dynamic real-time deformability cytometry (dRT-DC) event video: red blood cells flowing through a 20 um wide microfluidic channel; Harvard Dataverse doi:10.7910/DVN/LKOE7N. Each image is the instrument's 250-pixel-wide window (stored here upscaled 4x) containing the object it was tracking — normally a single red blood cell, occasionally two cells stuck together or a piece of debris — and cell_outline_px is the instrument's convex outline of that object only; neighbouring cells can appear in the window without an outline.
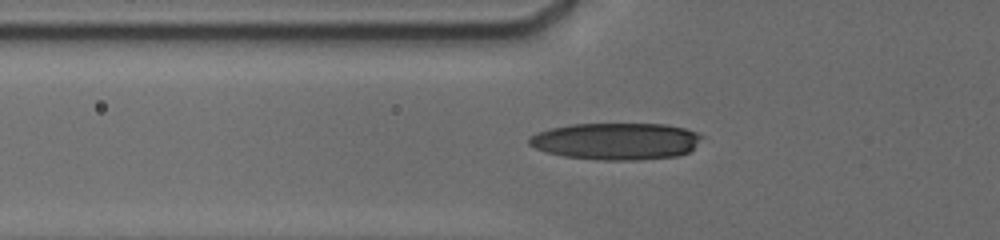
{"species": "human", "species_latin": "Homo sapiens", "temperature_condition": "cold", "stored_images_in_passage": 44, "camera_frame_rate_fps": 3000, "um_per_image_px": 0.085, "donor": {"sex": "male"}, "frame": {"image": 1, "passage_image": 18, "time_ms": 7.333, "image_size_px": [1000, 240], "cell_outline_px": [[704, 136], [688, 152], [676, 156], [636, 160], [600, 160], [564, 156], [548, 152], [536, 148], [528, 144], [528, 140], [536, 132], [552, 128], [572, 124], [664, 124], [684, 128], [696, 132]], "centroid_in_image_um": [52.37, 12.0], "position_along_channel_um": 73.4, "area_um2": 36.88}}
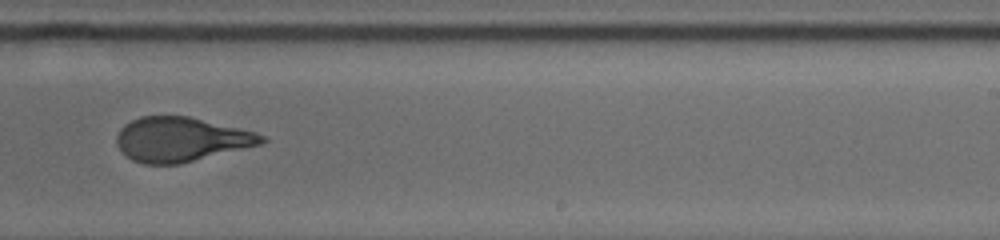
{"frame": {"image": 2, "passage_image": 31, "time_ms": 12.667, "image_size_px": [1000, 240], "cell_outline_px": [[268, 140], [260, 144], [180, 164], [144, 164], [132, 160], [116, 144], [116, 136], [120, 128], [124, 124], [140, 116], [188, 116], [256, 132], [264, 136]], "centroid_in_image_um": [15.36, 11.84], "position_along_channel_um": 273.6, "area_um2": 37.28}}
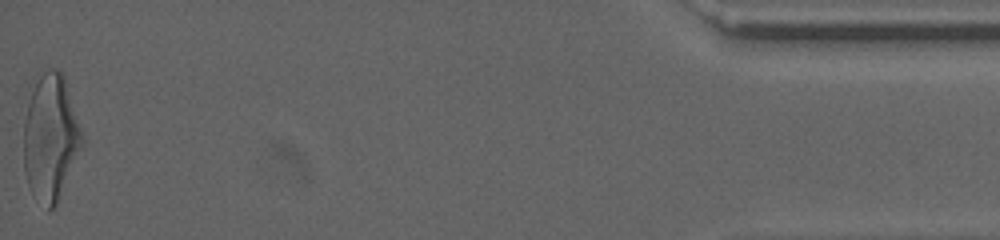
{"frame": {"image": 3, "passage_image": 44, "time_ms": 19.0, "image_size_px": [1000, 240], "cell_outline_px": [[84, 144], [56, 204], [48, 212], [32, 192], [28, 184], [24, 168], [24, 120], [36, 72], [48, 68], [56, 68], [64, 72], [84, 132]], "centroid_in_image_um": [4.33, 11.58], "position_along_channel_um": 430.9, "area_um2": 43.99}, "authors_computed_cell_mechanics": {"area_um2": 37.3677, "velocity_mm_per_s": 3.7782, "shape_relaxation_time_tau1_ms": 3.9773, "shape_relaxation_time_tau2_ms": 0.865, "deformation_change_tau1": 0.1767, "deformation_change_tau2": 0.0813}}